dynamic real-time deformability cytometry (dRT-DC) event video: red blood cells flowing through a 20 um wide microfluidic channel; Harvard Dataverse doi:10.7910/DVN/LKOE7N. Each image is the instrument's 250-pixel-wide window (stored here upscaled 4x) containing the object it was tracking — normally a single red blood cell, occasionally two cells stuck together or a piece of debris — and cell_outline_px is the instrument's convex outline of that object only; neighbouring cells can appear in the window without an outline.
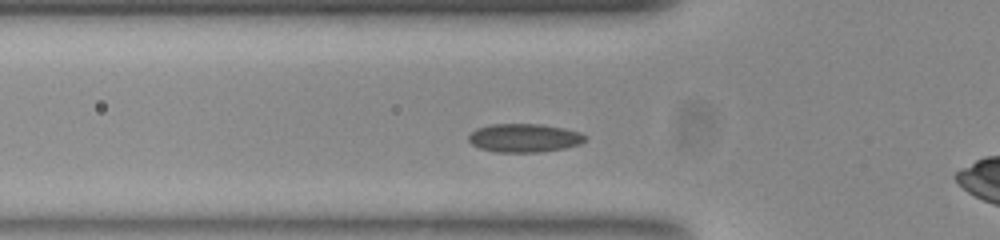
{"species": "common noctule bat (a hibernating species)", "species_latin": "Nyctalus noctula", "temperature_condition": "room temperature", "stored_images_in_passage": 38, "camera_frame_rate_fps": 3000, "um_per_image_px": 0.085, "animal": {"sex": "female", "body_mass_g": 23.0, "forearm_length_mm": 53.4}, "frame": {"image": 1, "passage_image": 2, "time_ms": 0.333, "image_size_px": [1000, 240], "cell_outline_px": [[588, 136], [580, 144], [564, 148], [540, 152], [496, 152], [480, 148], [472, 144], [468, 140], [468, 136], [476, 128], [492, 124], [540, 124], [564, 128], [580, 132]], "centroid_in_image_um": [44.57, 11.72], "position_along_channel_um": 81.2, "area_um2": 19.36}}
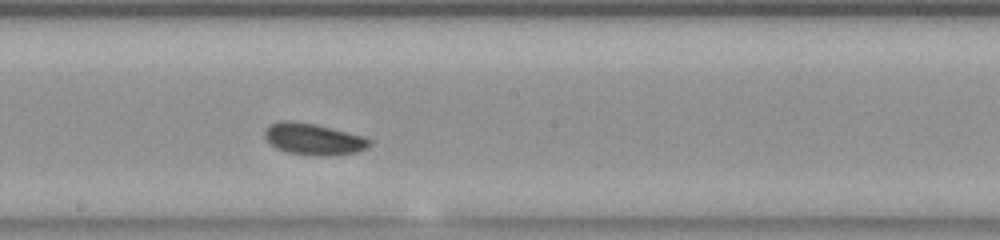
{"frame": {"image": 2, "passage_image": 13, "time_ms": 4.0, "image_size_px": [1000, 240], "cell_outline_px": [[372, 144], [356, 152], [328, 156], [316, 156], [288, 152], [276, 148], [264, 136], [264, 132], [272, 124], [280, 120], [292, 120], [316, 124], [364, 136], [372, 140]], "centroid_in_image_um": [26.67, 11.82], "position_along_channel_um": 221.5, "area_um2": 19.19}}
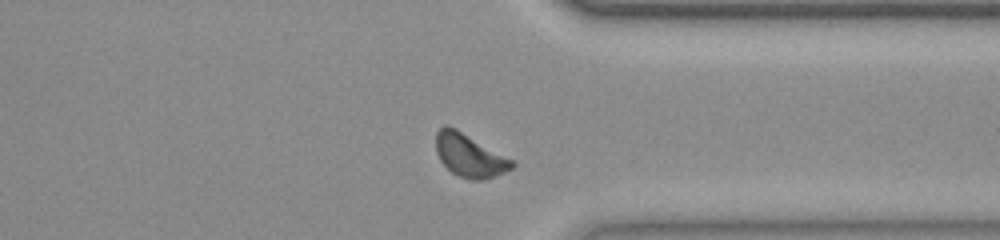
{"frame": {"image": 3, "passage_image": 25, "time_ms": 8.0, "image_size_px": [1000, 240], "cell_outline_px": [[516, 164], [512, 168], [496, 176], [484, 180], [472, 180], [456, 176], [440, 160], [436, 152], [436, 132], [444, 124], [448, 124], [456, 128], [512, 160]], "centroid_in_image_um": [39.88, 13.21], "position_along_channel_um": 371.5, "area_um2": 19.02}}